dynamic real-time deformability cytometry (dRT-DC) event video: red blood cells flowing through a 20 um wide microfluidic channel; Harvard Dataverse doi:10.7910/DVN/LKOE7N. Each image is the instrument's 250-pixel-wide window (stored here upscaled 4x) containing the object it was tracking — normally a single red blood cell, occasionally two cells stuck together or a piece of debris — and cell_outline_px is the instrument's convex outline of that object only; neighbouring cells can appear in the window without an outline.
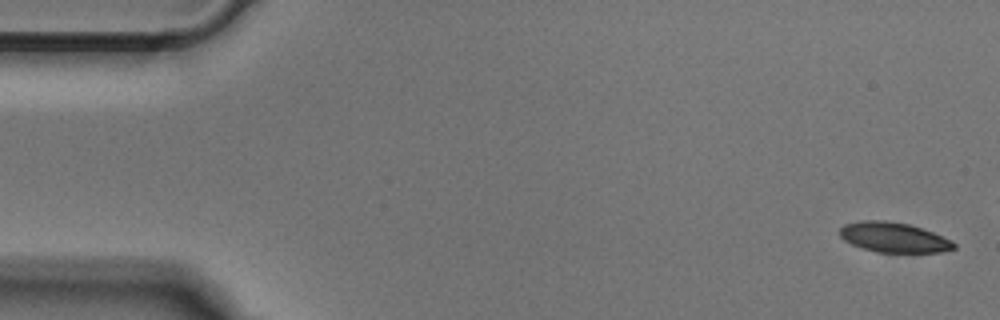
{"species": "Egyptian fruit bat (a non-hibernating species)", "species_latin": "Rousettus aegyptiacus", "temperature_condition": "cold", "stored_images_in_passage": 13, "camera_frame_rate_fps": 3000, "um_per_image_px": 0.085, "animal": {"sex": "male"}, "frame": {"image": 1, "passage_image": 1, "time_ms": 0.0, "image_size_px": [1000, 320], "cell_outline_px": [[956, 248], [940, 252], [876, 252], [852, 244], [844, 240], [840, 236], [840, 228], [844, 224], [860, 220], [888, 220], [908, 224], [932, 232], [952, 240], [956, 244]], "centroid_in_image_um": [75.96, 20.17], "position_along_channel_um": 9.0, "area_um2": 19.88}}